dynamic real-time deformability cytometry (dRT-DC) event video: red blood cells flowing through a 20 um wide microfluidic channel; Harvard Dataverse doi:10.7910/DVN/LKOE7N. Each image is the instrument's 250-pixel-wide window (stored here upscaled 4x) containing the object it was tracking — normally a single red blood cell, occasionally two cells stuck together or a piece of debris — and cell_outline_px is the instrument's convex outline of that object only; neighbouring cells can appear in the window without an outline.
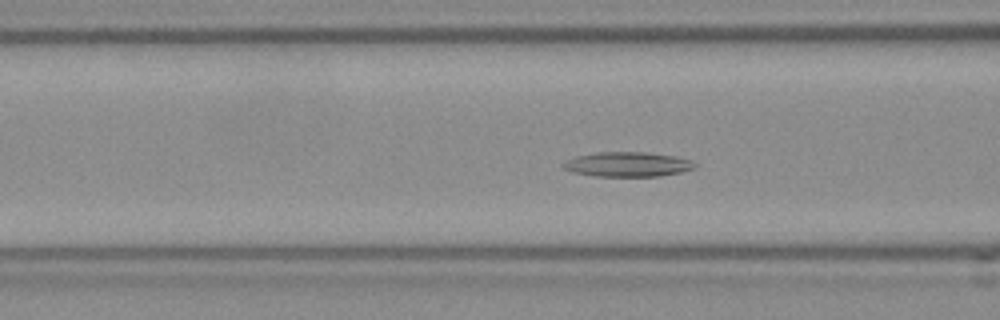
{"species": "Egyptian fruit bat (a non-hibernating species)", "species_latin": "Rousettus aegyptiacus", "temperature_condition": "room temperature", "stored_images_in_passage": 43, "camera_frame_rate_fps": 3000, "um_per_image_px": 0.085, "frame": {"image": 1, "passage_image": 9, "time_ms": 2.667, "image_size_px": [1000, 320], "cell_outline_px": [[696, 168], [680, 172], [660, 176], [596, 176], [572, 172], [564, 168], [560, 164], [576, 156], [596, 152], [644, 152], [672, 156], [692, 160], [696, 164]], "centroid_in_image_um": [53.34, 13.97], "position_along_channel_um": 113.3, "area_um2": 18.84}}
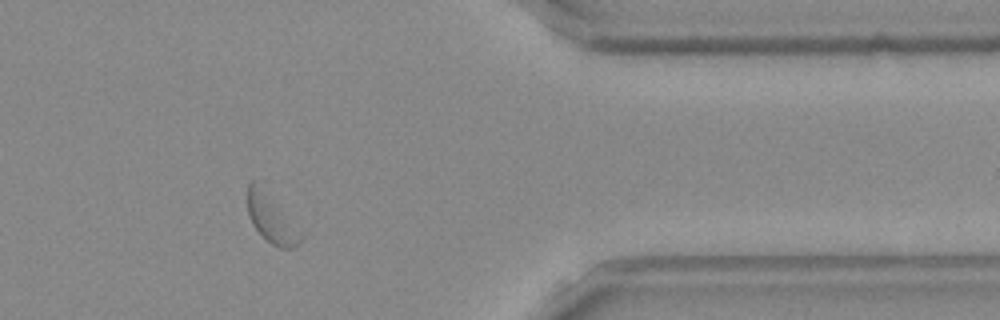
{"frame": {"image": 2, "passage_image": 33, "time_ms": 10.667, "image_size_px": [1000, 320], "cell_outline_px": [[304, 236], [300, 244], [292, 248], [280, 248], [272, 244], [252, 224], [248, 216], [248, 184], [252, 180], [264, 180]], "centroid_in_image_um": [23.08, 18.42], "position_along_channel_um": 388.3, "area_um2": 16.07}}
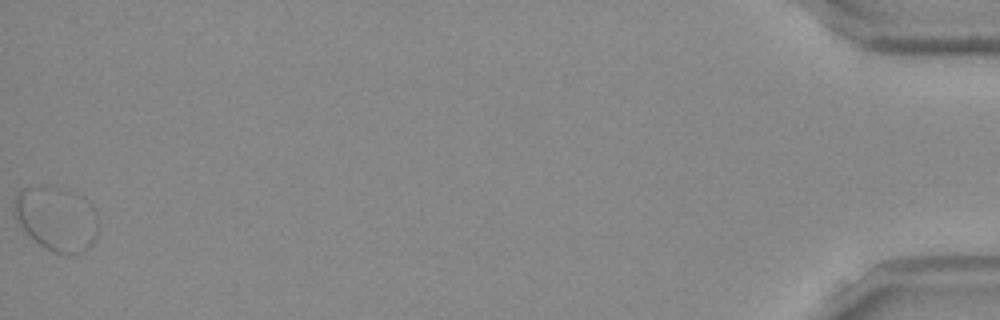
{"frame": {"image": 3, "passage_image": 43, "time_ms": 14.0, "image_size_px": [1000, 320], "cell_outline_px": [[96, 236], [92, 244], [84, 252], [76, 256], [68, 256], [52, 252], [44, 248], [16, 220], [12, 208], [12, 200], [16, 192], [24, 188], [48, 188], [96, 224]], "centroid_in_image_um": [4.54, 18.84], "position_along_channel_um": 430.7, "area_um2": 27.4}}